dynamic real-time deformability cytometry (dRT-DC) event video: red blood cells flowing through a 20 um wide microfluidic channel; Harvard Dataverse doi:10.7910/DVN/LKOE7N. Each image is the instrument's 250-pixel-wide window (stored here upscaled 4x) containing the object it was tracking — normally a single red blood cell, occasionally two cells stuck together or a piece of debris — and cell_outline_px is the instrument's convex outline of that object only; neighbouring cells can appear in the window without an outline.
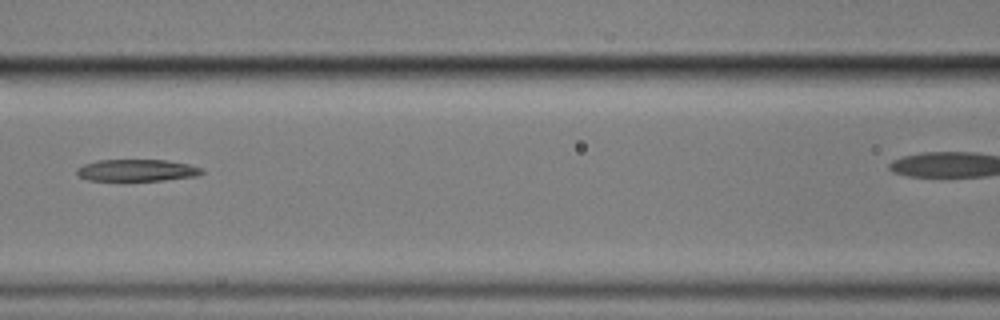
{"species": "common noctule bat (a hibernating species)", "species_latin": "Nyctalus noctula", "temperature_condition": "cold", "stored_images_in_passage": 6, "camera_frame_rate_fps": 3000, "um_per_image_px": 0.085, "animal": {"sex": "male", "body_mass_g": 17.9}, "frame": {"image": 1, "passage_image": 6, "time_ms": 6.0, "image_size_px": [1000, 320], "cell_outline_px": [[204, 172], [196, 176], [164, 180], [88, 180], [80, 176], [76, 172], [76, 168], [84, 164], [96, 160], [168, 160], [188, 164], [204, 168]], "centroid_in_image_um": [11.65, 14.46], "position_along_channel_um": 154.9, "area_um2": 15.9}}